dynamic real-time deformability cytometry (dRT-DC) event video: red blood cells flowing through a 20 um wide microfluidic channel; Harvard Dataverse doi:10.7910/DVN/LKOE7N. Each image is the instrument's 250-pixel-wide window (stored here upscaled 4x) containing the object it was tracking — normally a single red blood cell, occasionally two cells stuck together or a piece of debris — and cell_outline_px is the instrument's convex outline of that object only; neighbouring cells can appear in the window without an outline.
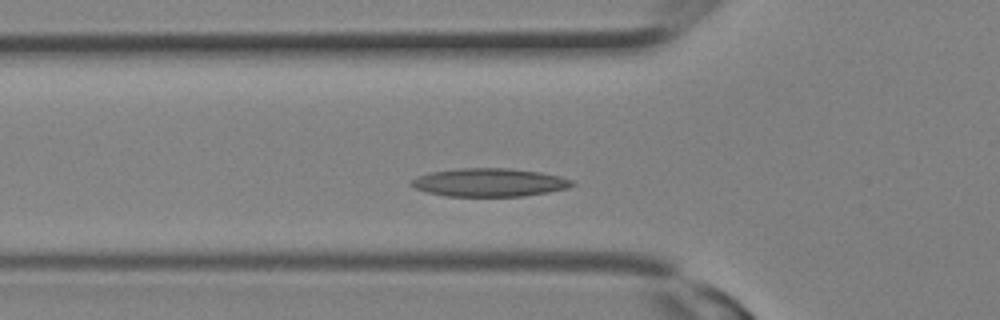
{"species": "Egyptian fruit bat (a non-hibernating species)", "species_latin": "Rousettus aegyptiacus", "temperature_condition": "room temperature", "stored_images_in_passage": 11, "camera_frame_rate_fps": 3000, "um_per_image_px": 0.085, "animal": {"sex": "female"}, "frame": {"image": 1, "passage_image": 5, "time_ms": 1.333, "image_size_px": [1000, 320], "cell_outline_px": [[576, 184], [568, 188], [548, 192], [524, 196], [448, 196], [428, 192], [416, 188], [408, 184], [416, 176], [432, 172], [460, 168], [508, 168], [540, 172], [560, 176], [572, 180]], "centroid_in_image_um": [41.62, 15.5], "position_along_channel_um": 84.2, "area_um2": 26.41}}
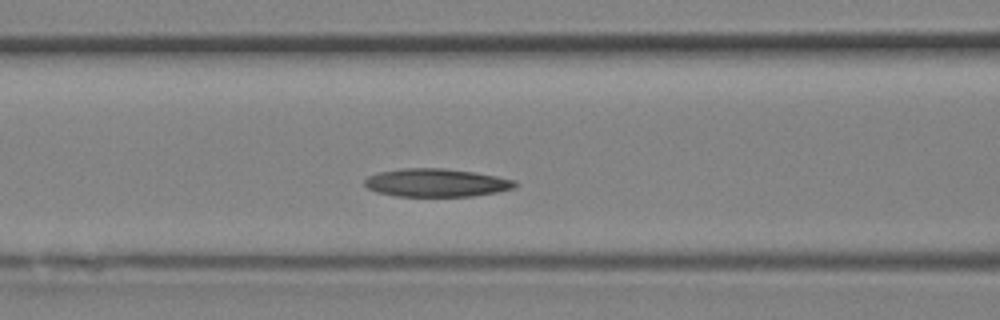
{"frame": {"image": 2, "passage_image": 7, "time_ms": 2.0, "image_size_px": [1000, 320], "cell_outline_px": [[516, 184], [512, 188], [496, 192], [472, 196], [396, 196], [376, 192], [368, 188], [364, 184], [364, 180], [368, 176], [380, 172], [400, 168], [444, 168], [472, 172], [496, 176], [516, 180]], "centroid_in_image_um": [37.04, 15.53], "position_along_channel_um": 129.6, "area_um2": 24.51}}
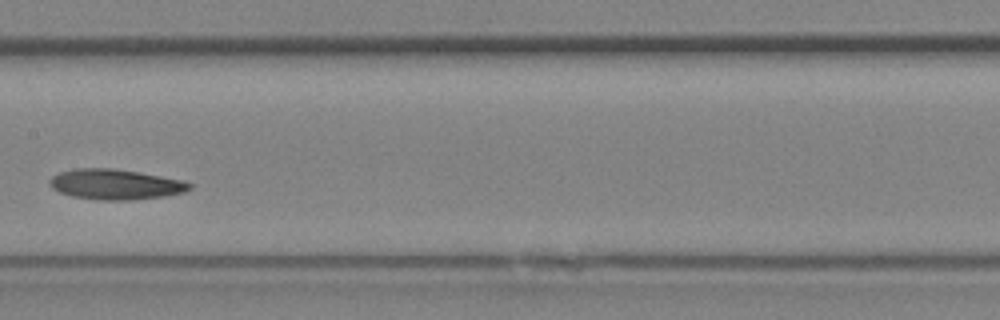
{"frame": {"image": 3, "passage_image": 10, "time_ms": 3.0, "image_size_px": [1000, 320], "cell_outline_px": [[192, 188], [184, 192], [164, 196], [132, 200], [100, 200], [72, 196], [60, 192], [52, 188], [48, 184], [48, 180], [52, 176], [60, 172], [76, 168], [112, 168], [140, 172], [184, 180], [192, 184]], "centroid_in_image_um": [9.81, 15.66], "position_along_channel_um": 197.6, "area_um2": 24.85}}